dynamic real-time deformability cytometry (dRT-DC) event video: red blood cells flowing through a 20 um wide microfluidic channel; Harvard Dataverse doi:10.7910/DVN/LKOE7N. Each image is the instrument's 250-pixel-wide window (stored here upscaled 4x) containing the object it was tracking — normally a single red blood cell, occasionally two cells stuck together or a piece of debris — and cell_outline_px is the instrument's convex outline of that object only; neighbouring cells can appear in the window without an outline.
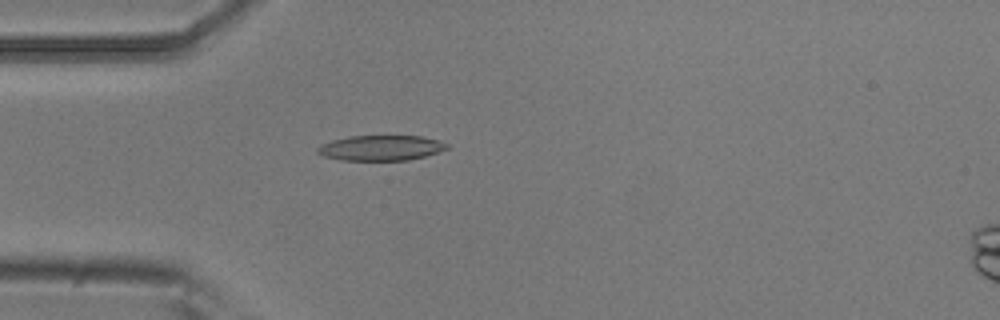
{"species": "common noctule bat (a hibernating species)", "species_latin": "Nyctalus noctula", "temperature_condition": "room temperature", "stored_images_in_passage": 5, "camera_frame_rate_fps": 3000, "um_per_image_px": 0.085, "animal": {"sex": "male", "body_mass_g": 20.5, "forearm_length_mm": 52.5}, "frame": {"image": 1, "passage_image": 5, "time_ms": 1.333, "image_size_px": [1000, 320], "cell_outline_px": [[448, 148], [424, 156], [408, 160], [340, 160], [324, 156], [316, 152], [316, 148], [320, 144], [332, 140], [348, 136], [420, 136], [436, 140], [448, 144]], "centroid_in_image_um": [32.3, 12.57], "position_along_channel_um": 52.7, "area_um2": 18.9}}